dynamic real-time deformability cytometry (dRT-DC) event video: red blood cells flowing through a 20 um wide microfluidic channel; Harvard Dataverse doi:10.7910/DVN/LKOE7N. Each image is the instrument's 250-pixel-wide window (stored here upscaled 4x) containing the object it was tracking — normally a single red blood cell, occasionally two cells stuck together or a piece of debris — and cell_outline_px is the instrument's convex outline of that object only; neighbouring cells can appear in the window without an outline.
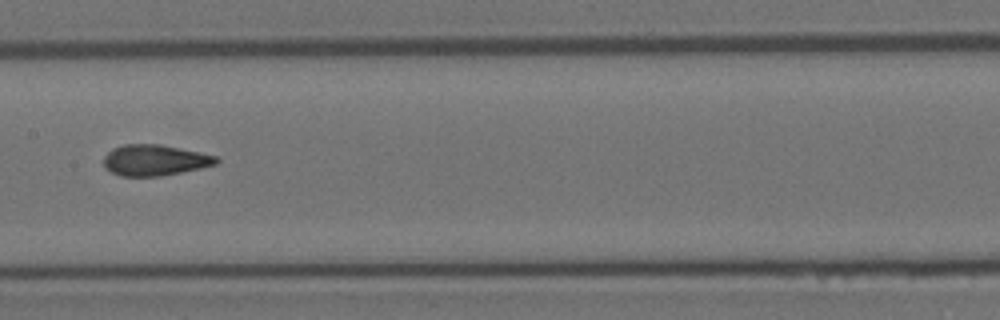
{"species": "Egyptian fruit bat (a non-hibernating species)", "species_latin": "Rousettus aegyptiacus", "temperature_condition": "room temperature", "stored_images_in_passage": 14, "camera_frame_rate_fps": 3000, "um_per_image_px": 0.085, "animal": {"sex": "female"}, "frame": {"image": 1, "passage_image": 7, "time_ms": 2.0, "image_size_px": [1000, 320], "cell_outline_px": [[220, 160], [216, 164], [200, 168], [160, 176], [120, 176], [104, 168], [104, 156], [112, 148], [124, 144], [160, 144], [216, 156]], "centroid_in_image_um": [13.11, 13.61], "position_along_channel_um": 194.3, "area_um2": 20.17}}
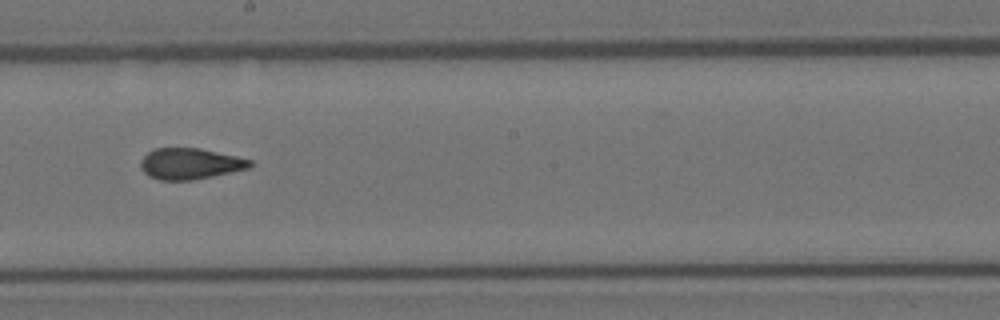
{"frame": {"image": 2, "passage_image": 8, "time_ms": 2.333, "image_size_px": [1000, 320], "cell_outline_px": [[252, 164], [248, 168], [212, 176], [192, 180], [160, 180], [148, 176], [140, 168], [140, 160], [152, 148], [200, 148], [236, 156], [252, 160]], "centroid_in_image_um": [16.11, 13.91], "position_along_channel_um": 232.1, "area_um2": 19.77}}
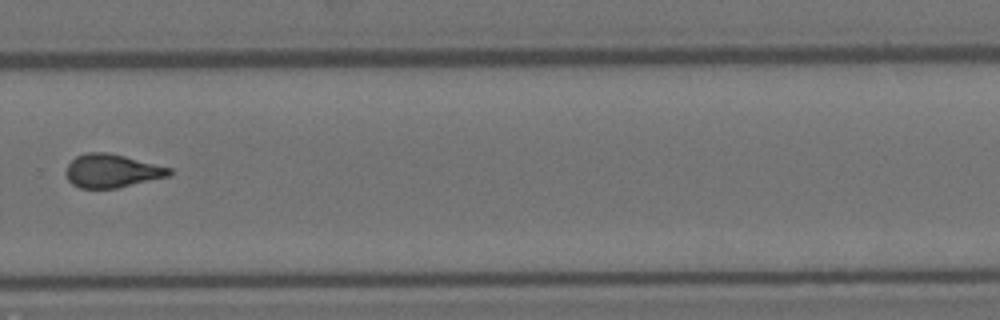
{"frame": {"image": 3, "passage_image": 10, "time_ms": 3.0, "image_size_px": [1000, 320], "cell_outline_px": [[172, 172], [168, 176], [120, 188], [80, 188], [72, 184], [68, 180], [64, 172], [68, 164], [76, 156], [88, 152], [108, 152], [172, 168]], "centroid_in_image_um": [9.49, 14.53], "position_along_channel_um": 320.3, "area_um2": 20.17}}